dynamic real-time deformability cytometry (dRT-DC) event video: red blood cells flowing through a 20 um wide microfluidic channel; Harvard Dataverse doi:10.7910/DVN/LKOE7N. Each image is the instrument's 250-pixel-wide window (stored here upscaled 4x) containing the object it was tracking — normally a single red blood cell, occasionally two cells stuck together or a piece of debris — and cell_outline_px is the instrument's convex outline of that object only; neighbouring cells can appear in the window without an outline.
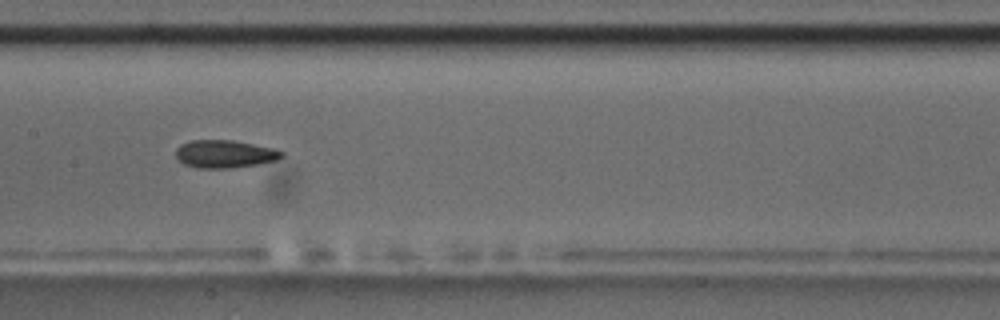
{"species": "common noctule bat (a hibernating species)", "species_latin": "Nyctalus noctula", "temperature_condition": "room temperature", "stored_images_in_passage": 10, "camera_frame_rate_fps": 3000, "um_per_image_px": 0.085, "animal": {"sex": "male", "body_mass_g": 17.5, "forearm_length_mm": 52.3}, "frame": {"image": 1, "passage_image": 9, "time_ms": 9.333, "image_size_px": [1000, 320], "cell_outline_px": [[284, 156], [276, 160], [256, 164], [232, 168], [196, 168], [184, 164], [176, 156], [176, 148], [180, 144], [192, 140], [232, 140], [272, 148], [284, 152]], "centroid_in_image_um": [19.08, 13.09], "position_along_channel_um": 188.3, "area_um2": 17.05}}